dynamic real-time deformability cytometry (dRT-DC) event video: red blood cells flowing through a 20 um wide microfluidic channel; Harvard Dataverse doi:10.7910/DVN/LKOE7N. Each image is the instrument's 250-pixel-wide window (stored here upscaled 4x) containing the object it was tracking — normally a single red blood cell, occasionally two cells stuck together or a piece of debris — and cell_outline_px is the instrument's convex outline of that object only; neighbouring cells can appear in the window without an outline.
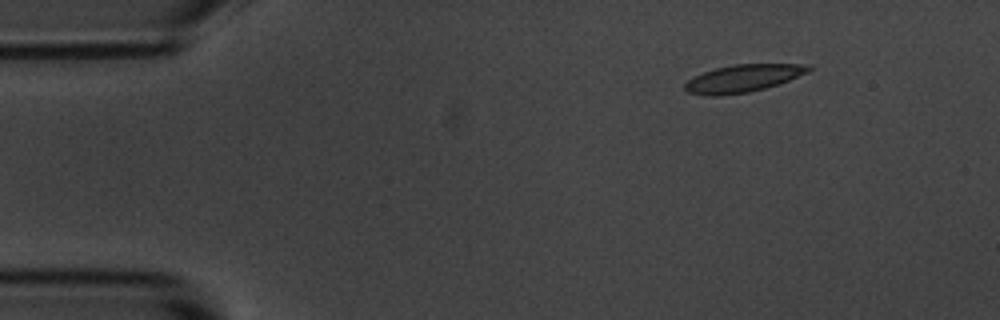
{"species": "common noctule bat (a hibernating species)", "species_latin": "Nyctalus noctula", "temperature_condition": "room temperature", "stored_images_in_passage": 4, "camera_frame_rate_fps": 3000, "um_per_image_px": 0.085, "animal": {"sex": "male", "body_mass_g": 20.1, "forearm_length_mm": 53.5}, "frame": {"image": 1, "passage_image": 2, "time_ms": 1.0, "image_size_px": [1000, 320], "cell_outline_px": [[812, 68], [808, 72], [788, 80], [764, 88], [748, 92], [720, 96], [712, 96], [688, 92], [684, 88], [684, 84], [688, 80], [704, 72], [716, 68], [736, 64], [812, 64]], "centroid_in_image_um": [63.17, 6.65], "position_along_channel_um": 21.8, "area_um2": 19.54}}